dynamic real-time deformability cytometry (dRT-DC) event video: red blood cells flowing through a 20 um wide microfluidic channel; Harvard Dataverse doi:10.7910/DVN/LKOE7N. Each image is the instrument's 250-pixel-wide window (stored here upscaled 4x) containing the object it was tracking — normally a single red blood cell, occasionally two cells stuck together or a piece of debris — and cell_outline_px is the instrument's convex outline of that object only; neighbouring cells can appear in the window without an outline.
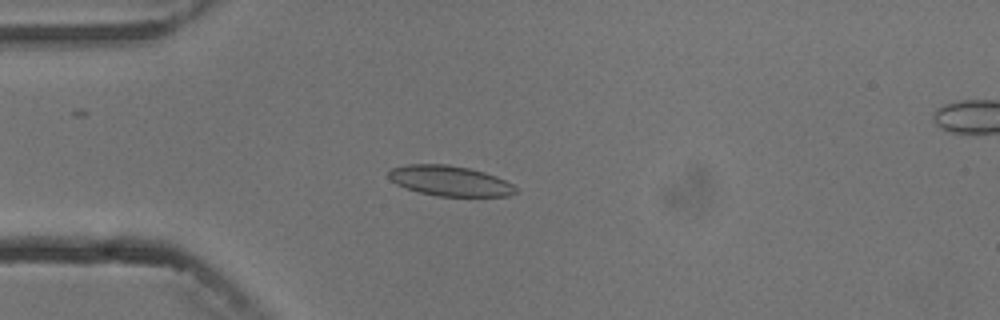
{"species": "common noctule bat (a hibernating species)", "species_latin": "Nyctalus noctula", "temperature_condition": "cold", "stored_images_in_passage": 5, "camera_frame_rate_fps": 3000, "um_per_image_px": 0.085, "animal": {"sex": "male", "body_mass_g": 13.3}, "frame": {"image": 1, "passage_image": 4, "time_ms": 3.667, "image_size_px": [1000, 320], "cell_outline_px": [[520, 192], [508, 196], [436, 196], [420, 192], [396, 184], [388, 176], [388, 172], [392, 168], [408, 164], [448, 164], [468, 168], [484, 172], [496, 176], [512, 184]], "centroid_in_image_um": [38.27, 15.37], "position_along_channel_um": 46.7, "area_um2": 22.31}}